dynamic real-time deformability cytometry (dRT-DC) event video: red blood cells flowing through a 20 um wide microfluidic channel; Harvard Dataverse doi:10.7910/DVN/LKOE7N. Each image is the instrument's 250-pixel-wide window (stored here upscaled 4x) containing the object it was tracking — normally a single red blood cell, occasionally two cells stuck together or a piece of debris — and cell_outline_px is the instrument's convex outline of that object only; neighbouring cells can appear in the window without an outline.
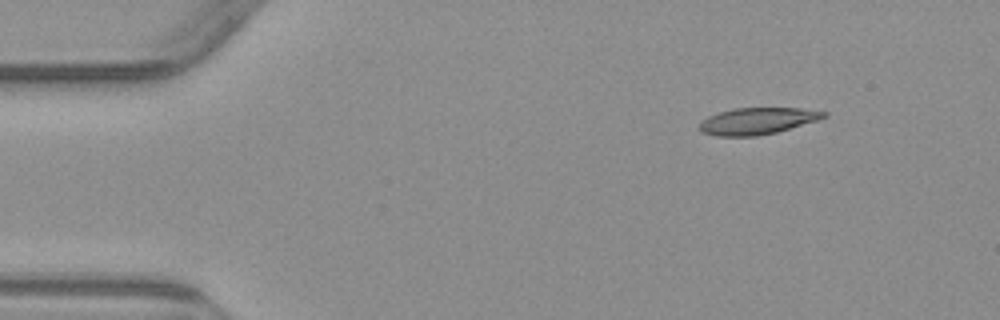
{"species": "common noctule bat (a hibernating species)", "species_latin": "Nyctalus noctula", "temperature_condition": "warm", "stored_images_in_passage": 4, "camera_frame_rate_fps": 3000, "um_per_image_px": 0.085, "animal": {"sex": "male", "body_mass_g": 23.1, "forearm_length_mm": 52.7}, "frame": {"image": 1, "passage_image": 4, "time_ms": 6.667, "image_size_px": [1000, 320], "cell_outline_px": [[828, 116], [816, 120], [776, 132], [756, 136], [716, 136], [700, 132], [700, 120], [708, 116], [732, 108], [800, 108], [828, 112]], "centroid_in_image_um": [64.34, 10.28], "position_along_channel_um": 20.7, "area_um2": 19.25}}